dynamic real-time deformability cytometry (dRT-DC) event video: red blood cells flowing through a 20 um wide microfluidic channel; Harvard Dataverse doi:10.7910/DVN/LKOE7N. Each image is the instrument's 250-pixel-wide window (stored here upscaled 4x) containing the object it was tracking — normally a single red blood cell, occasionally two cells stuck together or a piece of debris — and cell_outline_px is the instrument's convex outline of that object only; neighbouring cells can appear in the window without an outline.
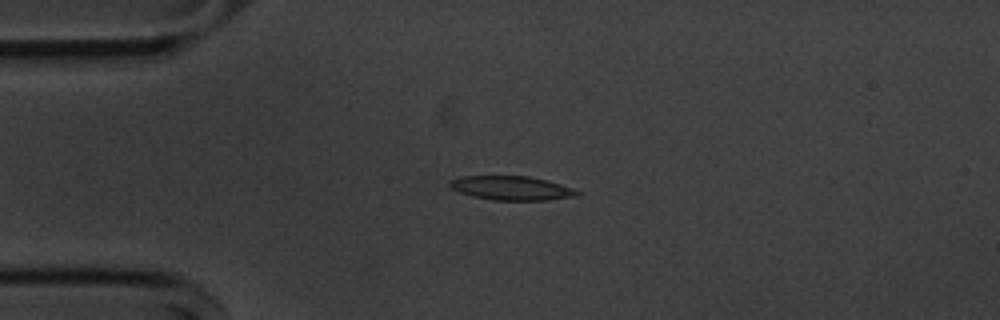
{"species": "common noctule bat (a hibernating species)", "species_latin": "Nyctalus noctula", "temperature_condition": "cold", "stored_images_in_passage": 51, "camera_frame_rate_fps": 3000, "um_per_image_px": 0.085, "animal": {"sex": "male", "body_mass_g": 20.1, "forearm_length_mm": 53.5}, "frame": {"image": 1, "passage_image": 9, "time_ms": 2.667, "image_size_px": [1000, 320], "cell_outline_px": [[580, 196], [544, 200], [492, 200], [472, 196], [460, 192], [452, 188], [448, 184], [452, 180], [464, 176], [528, 176], [560, 184], [572, 188], [580, 192]], "centroid_in_image_um": [43.5, 15.99], "position_along_channel_um": 41.5, "area_um2": 17.63}}
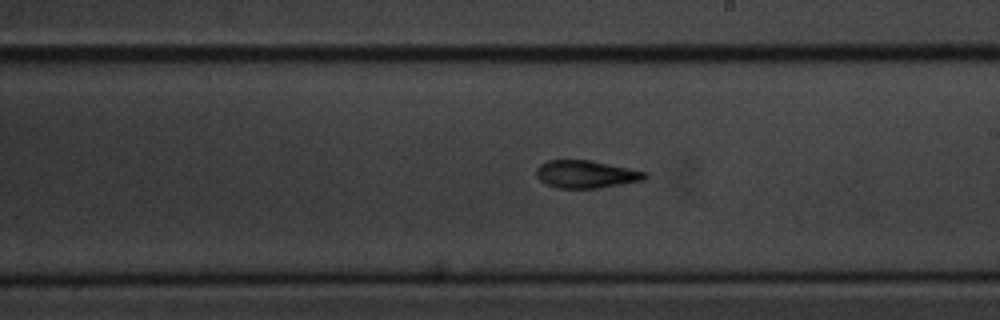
{"frame": {"image": 2, "passage_image": 27, "time_ms": 8.667, "image_size_px": [1000, 320], "cell_outline_px": [[648, 176], [644, 180], [600, 188], [556, 188], [540, 180], [536, 176], [536, 168], [540, 164], [548, 160], [592, 160], [648, 172]], "centroid_in_image_um": [49.83, 14.8], "position_along_channel_um": 239.2, "area_um2": 17.63}}
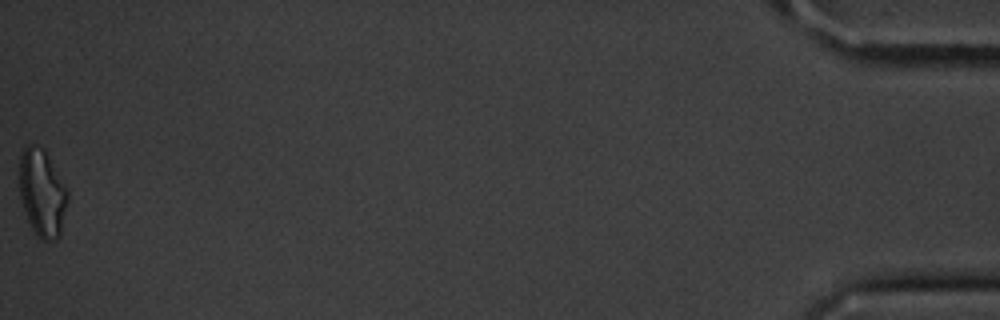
{"frame": {"image": 3, "passage_image": 51, "time_ms": 16.667, "image_size_px": [1000, 320], "cell_outline_px": [[68, 200], [60, 236], [56, 240], [40, 240], [36, 236], [28, 220], [20, 196], [20, 156], [24, 148], [28, 144], [32, 144], [44, 148], [68, 188]], "centroid_in_image_um": [3.61, 16.4], "position_along_channel_um": 431.6, "area_um2": 24.74}, "authors_computed_cell_mechanics": {"area_um2": 17.8602, "velocity_mm_per_s": 3.6476, "shape_relaxation_time_tau1_ms": 10.7388, "shape_relaxation_time_tau2_ms": 5.2998, "deformation_change_tau1": 0.2384, "deformation_change_tau2": 0.1409}}